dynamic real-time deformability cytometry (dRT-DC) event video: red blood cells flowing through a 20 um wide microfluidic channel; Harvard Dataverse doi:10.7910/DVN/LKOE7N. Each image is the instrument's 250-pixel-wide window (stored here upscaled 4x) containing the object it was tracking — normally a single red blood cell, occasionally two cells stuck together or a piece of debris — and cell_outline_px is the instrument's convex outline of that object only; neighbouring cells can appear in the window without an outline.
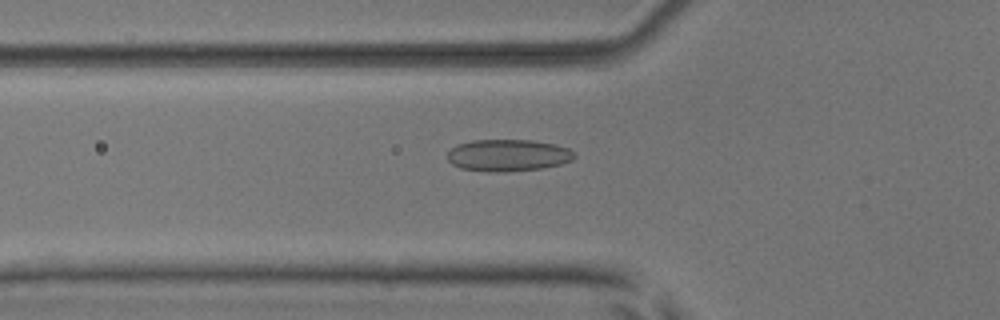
{"species": "common noctule bat (a hibernating species)", "species_latin": "Nyctalus noctula", "temperature_condition": "room temperature", "stored_images_in_passage": 46, "camera_frame_rate_fps": 3000, "um_per_image_px": 0.085, "animal": {"sex": "male", "body_mass_g": 17.9, "forearm_length_mm": 54.2}, "frame": {"image": 1, "passage_image": 12, "time_ms": 3.667, "image_size_px": [1000, 320], "cell_outline_px": [[576, 156], [572, 160], [560, 164], [540, 168], [504, 172], [488, 172], [460, 168], [452, 164], [448, 160], [448, 152], [456, 144], [472, 140], [532, 140], [556, 144], [568, 148]], "centroid_in_image_um": [43.16, 13.19], "position_along_channel_um": 82.6, "area_um2": 23.64}}
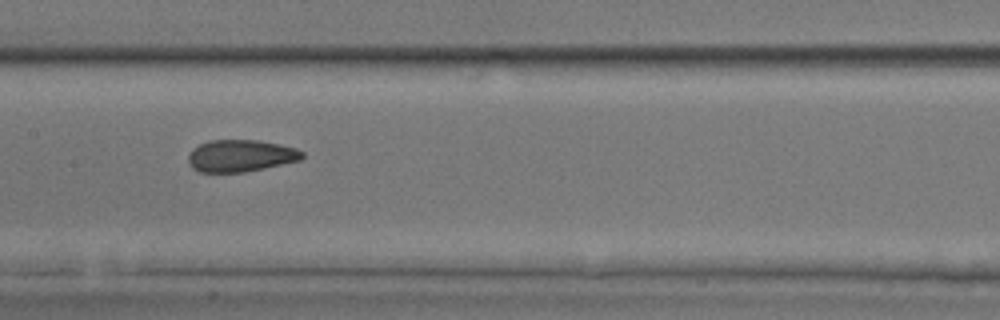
{"frame": {"image": 2, "passage_image": 20, "time_ms": 6.333, "image_size_px": [1000, 320], "cell_outline_px": [[304, 156], [300, 160], [264, 168], [244, 172], [200, 172], [192, 168], [188, 164], [188, 156], [192, 148], [208, 140], [256, 140], [296, 148], [304, 152]], "centroid_in_image_um": [20.42, 13.24], "position_along_channel_um": 187.0, "area_um2": 21.21}}
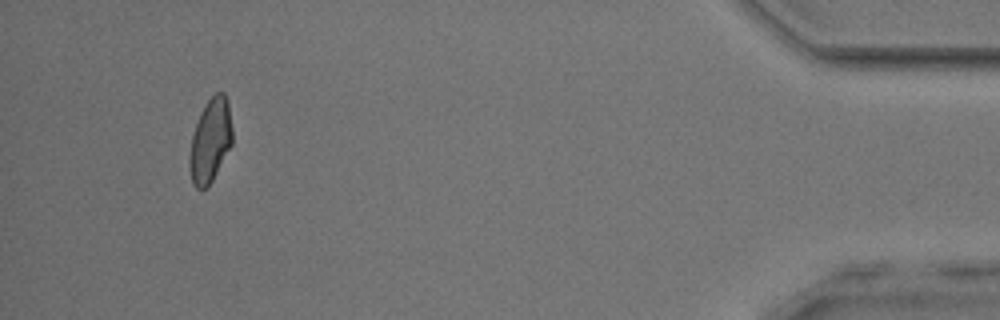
{"frame": {"image": 3, "passage_image": 43, "time_ms": 14.0, "image_size_px": [1000, 320], "cell_outline_px": [[232, 144], [212, 180], [204, 188], [196, 188], [192, 184], [188, 164], [188, 160], [192, 136], [200, 112], [204, 104], [216, 92], [224, 92], [228, 100], [232, 128]], "centroid_in_image_um": [17.87, 11.92], "position_along_channel_um": 417.3, "area_um2": 20.87}, "authors_computed_cell_mechanics": {"area_um2": 21.5016, "velocity_mm_per_s": 3.8984, "shape_relaxation_time_tau1_ms": 8.986, "shape_relaxation_time_tau2_ms": 1.2621, "deformation_change_tau1": 0.1494, "deformation_change_tau2": 0.0665}}